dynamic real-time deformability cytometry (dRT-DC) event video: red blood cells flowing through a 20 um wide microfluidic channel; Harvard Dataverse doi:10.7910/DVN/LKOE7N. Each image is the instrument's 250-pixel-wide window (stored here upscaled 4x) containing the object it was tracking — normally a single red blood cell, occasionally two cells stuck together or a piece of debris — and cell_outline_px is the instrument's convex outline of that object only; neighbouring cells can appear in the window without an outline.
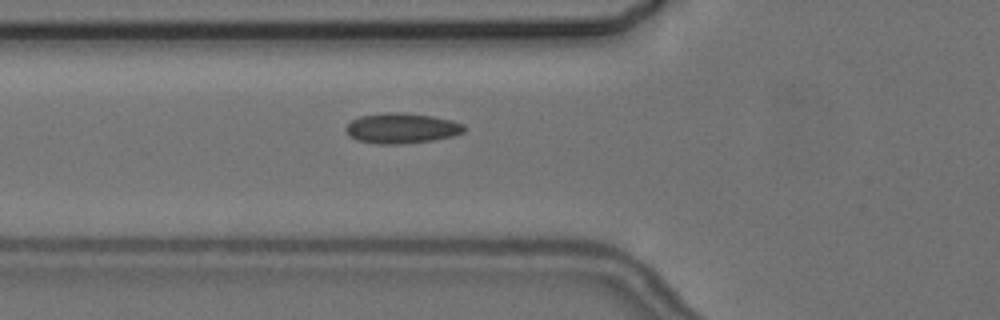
{"species": "common noctule bat (a hibernating species)", "species_latin": "Nyctalus noctula", "temperature_condition": "cold", "stored_images_in_passage": 7, "camera_frame_rate_fps": 3000, "um_per_image_px": 0.085, "animal": {"sex": "female", "body_mass_g": 24.6, "forearm_length_mm": 56.2}, "frame": {"image": 1, "passage_image": 7, "time_ms": 8.0, "image_size_px": [1000, 320], "cell_outline_px": [[468, 128], [464, 132], [452, 136], [432, 140], [400, 144], [376, 144], [356, 140], [348, 136], [344, 128], [352, 120], [360, 116], [384, 112], [404, 112], [432, 116], [452, 120], [464, 124]], "centroid_in_image_um": [34.13, 10.89], "position_along_channel_um": 91.7, "area_um2": 21.15}}